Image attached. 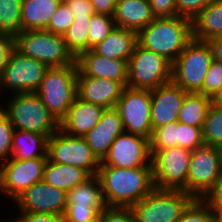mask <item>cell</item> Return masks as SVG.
<instances>
[{
  "mask_svg": "<svg viewBox=\"0 0 222 222\" xmlns=\"http://www.w3.org/2000/svg\"><path fill=\"white\" fill-rule=\"evenodd\" d=\"M66 196L67 193L64 190L41 180L21 193L13 204L17 205L19 212L49 213L63 216L66 209Z\"/></svg>",
  "mask_w": 222,
  "mask_h": 222,
  "instance_id": "16",
  "label": "cell"
},
{
  "mask_svg": "<svg viewBox=\"0 0 222 222\" xmlns=\"http://www.w3.org/2000/svg\"><path fill=\"white\" fill-rule=\"evenodd\" d=\"M207 43L212 50L213 60L222 63V36L210 39Z\"/></svg>",
  "mask_w": 222,
  "mask_h": 222,
  "instance_id": "49",
  "label": "cell"
},
{
  "mask_svg": "<svg viewBox=\"0 0 222 222\" xmlns=\"http://www.w3.org/2000/svg\"><path fill=\"white\" fill-rule=\"evenodd\" d=\"M194 199L183 190L154 188L130 208L136 222H176Z\"/></svg>",
  "mask_w": 222,
  "mask_h": 222,
  "instance_id": "7",
  "label": "cell"
},
{
  "mask_svg": "<svg viewBox=\"0 0 222 222\" xmlns=\"http://www.w3.org/2000/svg\"><path fill=\"white\" fill-rule=\"evenodd\" d=\"M62 0H22L21 31L46 30Z\"/></svg>",
  "mask_w": 222,
  "mask_h": 222,
  "instance_id": "24",
  "label": "cell"
},
{
  "mask_svg": "<svg viewBox=\"0 0 222 222\" xmlns=\"http://www.w3.org/2000/svg\"><path fill=\"white\" fill-rule=\"evenodd\" d=\"M193 39L192 21L180 16L155 18L137 33L138 44L173 63Z\"/></svg>",
  "mask_w": 222,
  "mask_h": 222,
  "instance_id": "2",
  "label": "cell"
},
{
  "mask_svg": "<svg viewBox=\"0 0 222 222\" xmlns=\"http://www.w3.org/2000/svg\"><path fill=\"white\" fill-rule=\"evenodd\" d=\"M100 222H136L130 207L107 206L99 213Z\"/></svg>",
  "mask_w": 222,
  "mask_h": 222,
  "instance_id": "42",
  "label": "cell"
},
{
  "mask_svg": "<svg viewBox=\"0 0 222 222\" xmlns=\"http://www.w3.org/2000/svg\"><path fill=\"white\" fill-rule=\"evenodd\" d=\"M125 86L110 79L83 76L77 74V97L85 102L106 108H114Z\"/></svg>",
  "mask_w": 222,
  "mask_h": 222,
  "instance_id": "18",
  "label": "cell"
},
{
  "mask_svg": "<svg viewBox=\"0 0 222 222\" xmlns=\"http://www.w3.org/2000/svg\"><path fill=\"white\" fill-rule=\"evenodd\" d=\"M14 218H15V217L12 218L13 220L10 219V220H8V221H7L6 219H5L4 221H3V220H0V222H19L18 217H16L15 219H14ZM11 220H12V221H11Z\"/></svg>",
  "mask_w": 222,
  "mask_h": 222,
  "instance_id": "52",
  "label": "cell"
},
{
  "mask_svg": "<svg viewBox=\"0 0 222 222\" xmlns=\"http://www.w3.org/2000/svg\"><path fill=\"white\" fill-rule=\"evenodd\" d=\"M15 48L49 68L76 63V58L66 47L64 37L46 30L21 31L15 36Z\"/></svg>",
  "mask_w": 222,
  "mask_h": 222,
  "instance_id": "5",
  "label": "cell"
},
{
  "mask_svg": "<svg viewBox=\"0 0 222 222\" xmlns=\"http://www.w3.org/2000/svg\"><path fill=\"white\" fill-rule=\"evenodd\" d=\"M212 0H176V15L193 21Z\"/></svg>",
  "mask_w": 222,
  "mask_h": 222,
  "instance_id": "40",
  "label": "cell"
},
{
  "mask_svg": "<svg viewBox=\"0 0 222 222\" xmlns=\"http://www.w3.org/2000/svg\"><path fill=\"white\" fill-rule=\"evenodd\" d=\"M202 138L204 145L222 147V109L210 106L202 125Z\"/></svg>",
  "mask_w": 222,
  "mask_h": 222,
  "instance_id": "32",
  "label": "cell"
},
{
  "mask_svg": "<svg viewBox=\"0 0 222 222\" xmlns=\"http://www.w3.org/2000/svg\"><path fill=\"white\" fill-rule=\"evenodd\" d=\"M64 222L100 221L99 212L94 207H66Z\"/></svg>",
  "mask_w": 222,
  "mask_h": 222,
  "instance_id": "41",
  "label": "cell"
},
{
  "mask_svg": "<svg viewBox=\"0 0 222 222\" xmlns=\"http://www.w3.org/2000/svg\"><path fill=\"white\" fill-rule=\"evenodd\" d=\"M70 8L74 17H91L95 14L90 0H63Z\"/></svg>",
  "mask_w": 222,
  "mask_h": 222,
  "instance_id": "46",
  "label": "cell"
},
{
  "mask_svg": "<svg viewBox=\"0 0 222 222\" xmlns=\"http://www.w3.org/2000/svg\"><path fill=\"white\" fill-rule=\"evenodd\" d=\"M193 38L207 42L222 36V0H212L192 21Z\"/></svg>",
  "mask_w": 222,
  "mask_h": 222,
  "instance_id": "26",
  "label": "cell"
},
{
  "mask_svg": "<svg viewBox=\"0 0 222 222\" xmlns=\"http://www.w3.org/2000/svg\"><path fill=\"white\" fill-rule=\"evenodd\" d=\"M123 132L122 120L118 110L115 107L106 108L98 124L84 138L91 147L93 154L101 162L114 140Z\"/></svg>",
  "mask_w": 222,
  "mask_h": 222,
  "instance_id": "21",
  "label": "cell"
},
{
  "mask_svg": "<svg viewBox=\"0 0 222 222\" xmlns=\"http://www.w3.org/2000/svg\"><path fill=\"white\" fill-rule=\"evenodd\" d=\"M66 207H94L99 213L107 207L97 175L67 192Z\"/></svg>",
  "mask_w": 222,
  "mask_h": 222,
  "instance_id": "27",
  "label": "cell"
},
{
  "mask_svg": "<svg viewBox=\"0 0 222 222\" xmlns=\"http://www.w3.org/2000/svg\"><path fill=\"white\" fill-rule=\"evenodd\" d=\"M222 176L220 148L204 145L191 152L187 194L202 199Z\"/></svg>",
  "mask_w": 222,
  "mask_h": 222,
  "instance_id": "12",
  "label": "cell"
},
{
  "mask_svg": "<svg viewBox=\"0 0 222 222\" xmlns=\"http://www.w3.org/2000/svg\"><path fill=\"white\" fill-rule=\"evenodd\" d=\"M202 200L213 210L215 214H222V176L205 194Z\"/></svg>",
  "mask_w": 222,
  "mask_h": 222,
  "instance_id": "43",
  "label": "cell"
},
{
  "mask_svg": "<svg viewBox=\"0 0 222 222\" xmlns=\"http://www.w3.org/2000/svg\"><path fill=\"white\" fill-rule=\"evenodd\" d=\"M118 0H90L95 13L114 15Z\"/></svg>",
  "mask_w": 222,
  "mask_h": 222,
  "instance_id": "48",
  "label": "cell"
},
{
  "mask_svg": "<svg viewBox=\"0 0 222 222\" xmlns=\"http://www.w3.org/2000/svg\"><path fill=\"white\" fill-rule=\"evenodd\" d=\"M14 127L0 109V164L11 157Z\"/></svg>",
  "mask_w": 222,
  "mask_h": 222,
  "instance_id": "38",
  "label": "cell"
},
{
  "mask_svg": "<svg viewBox=\"0 0 222 222\" xmlns=\"http://www.w3.org/2000/svg\"><path fill=\"white\" fill-rule=\"evenodd\" d=\"M212 50L207 42L192 39L172 63V81L187 93L202 94Z\"/></svg>",
  "mask_w": 222,
  "mask_h": 222,
  "instance_id": "6",
  "label": "cell"
},
{
  "mask_svg": "<svg viewBox=\"0 0 222 222\" xmlns=\"http://www.w3.org/2000/svg\"><path fill=\"white\" fill-rule=\"evenodd\" d=\"M47 157L54 163L80 167L91 176L97 175L101 163L84 137H73L60 129L48 139Z\"/></svg>",
  "mask_w": 222,
  "mask_h": 222,
  "instance_id": "11",
  "label": "cell"
},
{
  "mask_svg": "<svg viewBox=\"0 0 222 222\" xmlns=\"http://www.w3.org/2000/svg\"><path fill=\"white\" fill-rule=\"evenodd\" d=\"M48 139L39 133L14 130L11 158L19 160L48 158Z\"/></svg>",
  "mask_w": 222,
  "mask_h": 222,
  "instance_id": "28",
  "label": "cell"
},
{
  "mask_svg": "<svg viewBox=\"0 0 222 222\" xmlns=\"http://www.w3.org/2000/svg\"><path fill=\"white\" fill-rule=\"evenodd\" d=\"M74 14L71 12L67 4L62 0L57 10L51 17L46 31L53 34L64 36L73 23Z\"/></svg>",
  "mask_w": 222,
  "mask_h": 222,
  "instance_id": "36",
  "label": "cell"
},
{
  "mask_svg": "<svg viewBox=\"0 0 222 222\" xmlns=\"http://www.w3.org/2000/svg\"><path fill=\"white\" fill-rule=\"evenodd\" d=\"M178 146L191 151L204 146L201 127L189 126L179 122Z\"/></svg>",
  "mask_w": 222,
  "mask_h": 222,
  "instance_id": "37",
  "label": "cell"
},
{
  "mask_svg": "<svg viewBox=\"0 0 222 222\" xmlns=\"http://www.w3.org/2000/svg\"><path fill=\"white\" fill-rule=\"evenodd\" d=\"M15 49V37L6 33H0V72L9 62Z\"/></svg>",
  "mask_w": 222,
  "mask_h": 222,
  "instance_id": "45",
  "label": "cell"
},
{
  "mask_svg": "<svg viewBox=\"0 0 222 222\" xmlns=\"http://www.w3.org/2000/svg\"><path fill=\"white\" fill-rule=\"evenodd\" d=\"M210 106L211 97L200 93H188L179 111L178 122L202 128Z\"/></svg>",
  "mask_w": 222,
  "mask_h": 222,
  "instance_id": "29",
  "label": "cell"
},
{
  "mask_svg": "<svg viewBox=\"0 0 222 222\" xmlns=\"http://www.w3.org/2000/svg\"><path fill=\"white\" fill-rule=\"evenodd\" d=\"M220 151H221V160H222V147L220 148Z\"/></svg>",
  "mask_w": 222,
  "mask_h": 222,
  "instance_id": "53",
  "label": "cell"
},
{
  "mask_svg": "<svg viewBox=\"0 0 222 222\" xmlns=\"http://www.w3.org/2000/svg\"><path fill=\"white\" fill-rule=\"evenodd\" d=\"M122 120L124 132L150 139L151 91L125 87L115 107Z\"/></svg>",
  "mask_w": 222,
  "mask_h": 222,
  "instance_id": "13",
  "label": "cell"
},
{
  "mask_svg": "<svg viewBox=\"0 0 222 222\" xmlns=\"http://www.w3.org/2000/svg\"><path fill=\"white\" fill-rule=\"evenodd\" d=\"M90 177L91 175L80 167L54 163L48 158L44 166L43 180L66 193Z\"/></svg>",
  "mask_w": 222,
  "mask_h": 222,
  "instance_id": "25",
  "label": "cell"
},
{
  "mask_svg": "<svg viewBox=\"0 0 222 222\" xmlns=\"http://www.w3.org/2000/svg\"><path fill=\"white\" fill-rule=\"evenodd\" d=\"M179 122H173L152 130L149 149H166L178 146Z\"/></svg>",
  "mask_w": 222,
  "mask_h": 222,
  "instance_id": "34",
  "label": "cell"
},
{
  "mask_svg": "<svg viewBox=\"0 0 222 222\" xmlns=\"http://www.w3.org/2000/svg\"><path fill=\"white\" fill-rule=\"evenodd\" d=\"M222 87V63L213 60L208 69L202 87V94L208 97L214 95Z\"/></svg>",
  "mask_w": 222,
  "mask_h": 222,
  "instance_id": "39",
  "label": "cell"
},
{
  "mask_svg": "<svg viewBox=\"0 0 222 222\" xmlns=\"http://www.w3.org/2000/svg\"><path fill=\"white\" fill-rule=\"evenodd\" d=\"M0 109L7 115L15 130L35 132L50 138L59 122L48 111L37 93H19L9 96Z\"/></svg>",
  "mask_w": 222,
  "mask_h": 222,
  "instance_id": "3",
  "label": "cell"
},
{
  "mask_svg": "<svg viewBox=\"0 0 222 222\" xmlns=\"http://www.w3.org/2000/svg\"><path fill=\"white\" fill-rule=\"evenodd\" d=\"M91 17H74L73 23L64 34L66 47L77 58L89 50V23Z\"/></svg>",
  "mask_w": 222,
  "mask_h": 222,
  "instance_id": "30",
  "label": "cell"
},
{
  "mask_svg": "<svg viewBox=\"0 0 222 222\" xmlns=\"http://www.w3.org/2000/svg\"><path fill=\"white\" fill-rule=\"evenodd\" d=\"M150 91L152 129L178 121L179 111L188 93L173 81Z\"/></svg>",
  "mask_w": 222,
  "mask_h": 222,
  "instance_id": "17",
  "label": "cell"
},
{
  "mask_svg": "<svg viewBox=\"0 0 222 222\" xmlns=\"http://www.w3.org/2000/svg\"><path fill=\"white\" fill-rule=\"evenodd\" d=\"M213 222H222V214H215Z\"/></svg>",
  "mask_w": 222,
  "mask_h": 222,
  "instance_id": "51",
  "label": "cell"
},
{
  "mask_svg": "<svg viewBox=\"0 0 222 222\" xmlns=\"http://www.w3.org/2000/svg\"><path fill=\"white\" fill-rule=\"evenodd\" d=\"M137 43V32L116 26L93 50L106 58L129 61Z\"/></svg>",
  "mask_w": 222,
  "mask_h": 222,
  "instance_id": "23",
  "label": "cell"
},
{
  "mask_svg": "<svg viewBox=\"0 0 222 222\" xmlns=\"http://www.w3.org/2000/svg\"><path fill=\"white\" fill-rule=\"evenodd\" d=\"M97 177L107 206L131 207L155 188L152 167L100 165Z\"/></svg>",
  "mask_w": 222,
  "mask_h": 222,
  "instance_id": "1",
  "label": "cell"
},
{
  "mask_svg": "<svg viewBox=\"0 0 222 222\" xmlns=\"http://www.w3.org/2000/svg\"><path fill=\"white\" fill-rule=\"evenodd\" d=\"M155 18L176 16V0H148Z\"/></svg>",
  "mask_w": 222,
  "mask_h": 222,
  "instance_id": "44",
  "label": "cell"
},
{
  "mask_svg": "<svg viewBox=\"0 0 222 222\" xmlns=\"http://www.w3.org/2000/svg\"><path fill=\"white\" fill-rule=\"evenodd\" d=\"M22 0H0V33L16 36L21 32Z\"/></svg>",
  "mask_w": 222,
  "mask_h": 222,
  "instance_id": "31",
  "label": "cell"
},
{
  "mask_svg": "<svg viewBox=\"0 0 222 222\" xmlns=\"http://www.w3.org/2000/svg\"><path fill=\"white\" fill-rule=\"evenodd\" d=\"M115 25L139 32L155 19L148 0H118L113 15Z\"/></svg>",
  "mask_w": 222,
  "mask_h": 222,
  "instance_id": "22",
  "label": "cell"
},
{
  "mask_svg": "<svg viewBox=\"0 0 222 222\" xmlns=\"http://www.w3.org/2000/svg\"><path fill=\"white\" fill-rule=\"evenodd\" d=\"M77 63L51 67L36 92L52 116L59 122L77 97Z\"/></svg>",
  "mask_w": 222,
  "mask_h": 222,
  "instance_id": "4",
  "label": "cell"
},
{
  "mask_svg": "<svg viewBox=\"0 0 222 222\" xmlns=\"http://www.w3.org/2000/svg\"><path fill=\"white\" fill-rule=\"evenodd\" d=\"M48 68L42 62L22 54L15 48L9 62L0 72V94L7 89L10 93L13 92L12 94L36 93Z\"/></svg>",
  "mask_w": 222,
  "mask_h": 222,
  "instance_id": "10",
  "label": "cell"
},
{
  "mask_svg": "<svg viewBox=\"0 0 222 222\" xmlns=\"http://www.w3.org/2000/svg\"><path fill=\"white\" fill-rule=\"evenodd\" d=\"M149 150L155 188L183 190L187 193L188 168L192 151L180 146Z\"/></svg>",
  "mask_w": 222,
  "mask_h": 222,
  "instance_id": "9",
  "label": "cell"
},
{
  "mask_svg": "<svg viewBox=\"0 0 222 222\" xmlns=\"http://www.w3.org/2000/svg\"><path fill=\"white\" fill-rule=\"evenodd\" d=\"M215 213L199 198H195L176 222H213Z\"/></svg>",
  "mask_w": 222,
  "mask_h": 222,
  "instance_id": "35",
  "label": "cell"
},
{
  "mask_svg": "<svg viewBox=\"0 0 222 222\" xmlns=\"http://www.w3.org/2000/svg\"><path fill=\"white\" fill-rule=\"evenodd\" d=\"M211 105L222 109V87L211 96Z\"/></svg>",
  "mask_w": 222,
  "mask_h": 222,
  "instance_id": "50",
  "label": "cell"
},
{
  "mask_svg": "<svg viewBox=\"0 0 222 222\" xmlns=\"http://www.w3.org/2000/svg\"><path fill=\"white\" fill-rule=\"evenodd\" d=\"M172 81V63L138 43L128 61L127 87L152 90Z\"/></svg>",
  "mask_w": 222,
  "mask_h": 222,
  "instance_id": "8",
  "label": "cell"
},
{
  "mask_svg": "<svg viewBox=\"0 0 222 222\" xmlns=\"http://www.w3.org/2000/svg\"><path fill=\"white\" fill-rule=\"evenodd\" d=\"M20 213L17 217L19 222H64L62 215L49 213Z\"/></svg>",
  "mask_w": 222,
  "mask_h": 222,
  "instance_id": "47",
  "label": "cell"
},
{
  "mask_svg": "<svg viewBox=\"0 0 222 222\" xmlns=\"http://www.w3.org/2000/svg\"><path fill=\"white\" fill-rule=\"evenodd\" d=\"M47 158L13 159L0 164V194L13 201L36 182L43 180Z\"/></svg>",
  "mask_w": 222,
  "mask_h": 222,
  "instance_id": "14",
  "label": "cell"
},
{
  "mask_svg": "<svg viewBox=\"0 0 222 222\" xmlns=\"http://www.w3.org/2000/svg\"><path fill=\"white\" fill-rule=\"evenodd\" d=\"M78 71L83 76L110 79L127 87L128 61L110 59L97 54L93 49L76 58Z\"/></svg>",
  "mask_w": 222,
  "mask_h": 222,
  "instance_id": "19",
  "label": "cell"
},
{
  "mask_svg": "<svg viewBox=\"0 0 222 222\" xmlns=\"http://www.w3.org/2000/svg\"><path fill=\"white\" fill-rule=\"evenodd\" d=\"M100 165L119 168L152 167L149 139L123 132L114 140Z\"/></svg>",
  "mask_w": 222,
  "mask_h": 222,
  "instance_id": "15",
  "label": "cell"
},
{
  "mask_svg": "<svg viewBox=\"0 0 222 222\" xmlns=\"http://www.w3.org/2000/svg\"><path fill=\"white\" fill-rule=\"evenodd\" d=\"M105 108L85 102L78 97L59 121V129L73 137H84L100 121Z\"/></svg>",
  "mask_w": 222,
  "mask_h": 222,
  "instance_id": "20",
  "label": "cell"
},
{
  "mask_svg": "<svg viewBox=\"0 0 222 222\" xmlns=\"http://www.w3.org/2000/svg\"><path fill=\"white\" fill-rule=\"evenodd\" d=\"M89 50L101 43L116 27L113 16L95 13L89 23Z\"/></svg>",
  "mask_w": 222,
  "mask_h": 222,
  "instance_id": "33",
  "label": "cell"
}]
</instances>
